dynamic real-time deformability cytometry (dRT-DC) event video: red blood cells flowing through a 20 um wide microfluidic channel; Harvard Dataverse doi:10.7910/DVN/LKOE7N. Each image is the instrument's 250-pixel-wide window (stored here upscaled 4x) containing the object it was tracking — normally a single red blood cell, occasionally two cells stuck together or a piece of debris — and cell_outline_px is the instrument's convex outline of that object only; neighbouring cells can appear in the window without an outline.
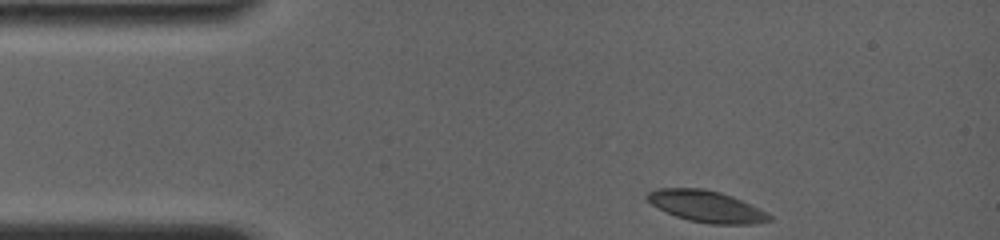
{"species": "common noctule bat (a hibernating species)", "species_latin": "Nyctalus noctula", "temperature_condition": "room temperature", "stored_images_in_passage": 51, "camera_frame_rate_fps": 4000, "um_per_image_px": 0.085, "animal": {"sex": "female", "body_mass_g": 19.0, "forearm_length_mm": 56.7}, "frame": {"image": 1, "passage_image": 1, "time_ms": 0.0, "image_size_px": [1000, 240], "cell_outline_px": [[772, 220], [756, 224], [708, 224], [688, 220], [676, 216], [652, 204], [644, 196], [648, 192], [656, 188], [704, 188], [720, 192], [732, 196], [768, 212], [772, 216]], "centroid_in_image_um": [60.07, 17.54], "position_along_channel_um": 24.9, "area_um2": 22.48}}
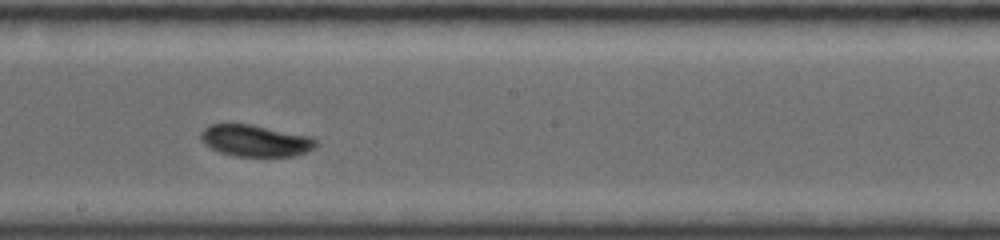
{"frame": {"image": 2, "passage_image": 28, "time_ms": 6.75, "image_size_px": [1000, 240], "cell_outline_px": [[320, 140], [308, 152], [296, 156], [236, 156], [220, 152], [204, 144], [200, 140], [200, 132], [208, 124], [252, 124], [312, 136]], "centroid_in_image_um": [21.73, 11.95], "position_along_channel_um": 226.5, "area_um2": 21.5}}
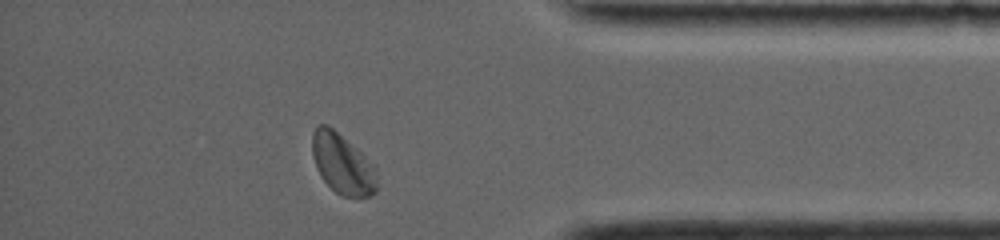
{"frame": {"image": 3, "passage_image": 48, "time_ms": 11.75, "image_size_px": [1000, 240], "cell_outline_px": [[376, 192], [372, 196], [340, 196], [320, 176], [316, 168], [312, 156], [312, 132], [316, 124], [328, 124], [356, 148], [376, 168]], "centroid_in_image_um": [29.07, 13.91], "position_along_channel_um": 406.1, "area_um2": 22.66}, "authors_computed_cell_mechanics": {"area_um2": 21.6172, "velocity_mm_per_s": 3.8173, "shape_relaxation_time_tau1_ms": 2.3346, "shape_relaxation_time_tau2_ms": 11.2982, "deformation_change_tau1": 0.0828, "deformation_change_tau2": 0.1966}}